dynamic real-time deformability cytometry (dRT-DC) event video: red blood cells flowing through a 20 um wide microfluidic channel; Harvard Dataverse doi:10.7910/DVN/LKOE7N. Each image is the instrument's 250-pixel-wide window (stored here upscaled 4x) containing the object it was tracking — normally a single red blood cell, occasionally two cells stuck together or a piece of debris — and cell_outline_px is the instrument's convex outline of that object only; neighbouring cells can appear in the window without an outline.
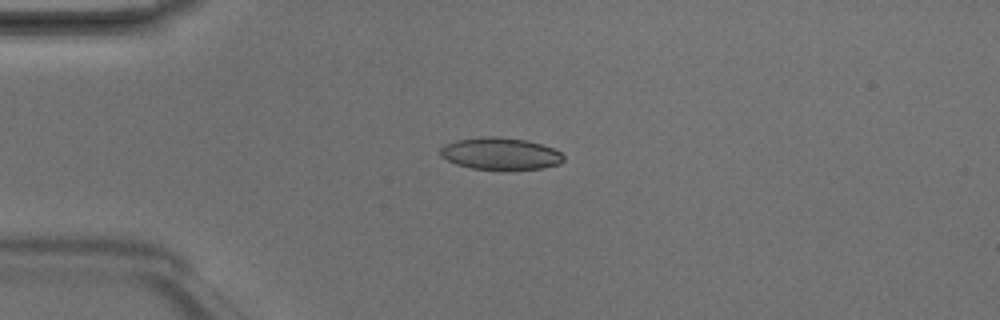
{"species": "Egyptian fruit bat (a non-hibernating species)", "species_latin": "Rousettus aegyptiacus", "temperature_condition": "room temperature", "stored_images_in_passage": 4, "camera_frame_rate_fps": 3000, "um_per_image_px": 0.085, "animal": {"sex": "male"}, "frame": {"image": 1, "passage_image": 3, "time_ms": 0.667, "image_size_px": [1000, 320], "cell_outline_px": [[564, 160], [560, 164], [540, 168], [472, 168], [456, 164], [440, 156], [440, 148], [444, 144], [456, 140], [484, 136], [496, 136], [528, 140], [552, 148], [560, 152], [564, 156]], "centroid_in_image_um": [42.51, 13.03], "position_along_channel_um": 42.5, "area_um2": 22.66}}
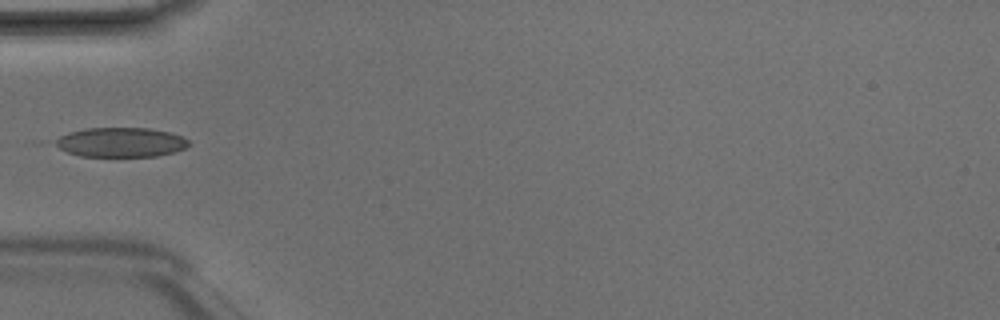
{"frame": {"image": 2, "passage_image": 4, "time_ms": 1.0, "image_size_px": [1000, 320], "cell_outline_px": [[188, 144], [184, 148], [172, 152], [156, 156], [80, 156], [68, 152], [52, 144], [52, 140], [68, 132], [84, 128], [148, 128], [172, 132], [188, 140]], "centroid_in_image_um": [10.2, 12.08], "position_along_channel_um": 74.8, "area_um2": 22.95}}